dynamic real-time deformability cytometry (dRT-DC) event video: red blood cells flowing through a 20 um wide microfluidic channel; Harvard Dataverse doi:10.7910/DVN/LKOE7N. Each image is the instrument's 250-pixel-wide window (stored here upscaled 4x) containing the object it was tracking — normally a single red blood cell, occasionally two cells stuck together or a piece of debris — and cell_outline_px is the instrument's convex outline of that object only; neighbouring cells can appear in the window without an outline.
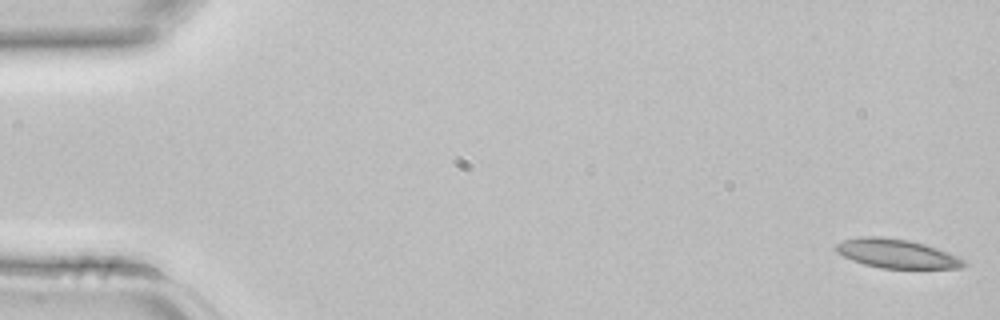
{"species": "common noctule bat (a hibernating species)", "species_latin": "Nyctalus noctula", "temperature_condition": "room temperature", "stored_images_in_passage": 4, "camera_frame_rate_fps": 3000, "um_per_image_px": 0.085, "animal": {"sex": "female", "body_mass_g": 22.7, "forearm_length_mm": 54.2}, "frame": {"image": 1, "passage_image": 1, "time_ms": 0.0, "image_size_px": [1000, 320], "cell_outline_px": [[968, 264], [964, 268], [880, 268], [864, 264], [852, 260], [836, 252], [836, 244], [844, 240], [860, 236], [880, 236], [908, 240], [924, 244], [948, 252], [964, 260]], "centroid_in_image_um": [76.22, 21.56], "position_along_channel_um": 8.8, "area_um2": 21.5}}
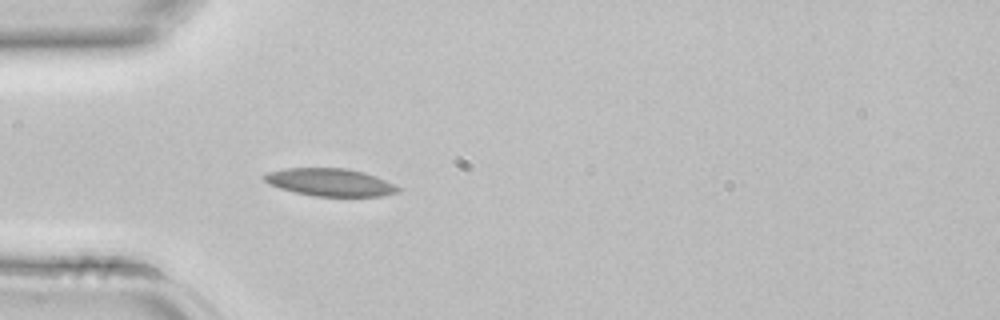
{"frame": {"image": 2, "passage_image": 4, "time_ms": 1.0, "image_size_px": [1000, 320], "cell_outline_px": [[400, 192], [380, 196], [316, 196], [296, 192], [280, 188], [268, 184], [264, 180], [264, 176], [268, 172], [284, 168], [348, 168], [364, 172], [376, 176], [400, 188]], "centroid_in_image_um": [28.05, 15.49], "position_along_channel_um": 56.9, "area_um2": 21.39}}